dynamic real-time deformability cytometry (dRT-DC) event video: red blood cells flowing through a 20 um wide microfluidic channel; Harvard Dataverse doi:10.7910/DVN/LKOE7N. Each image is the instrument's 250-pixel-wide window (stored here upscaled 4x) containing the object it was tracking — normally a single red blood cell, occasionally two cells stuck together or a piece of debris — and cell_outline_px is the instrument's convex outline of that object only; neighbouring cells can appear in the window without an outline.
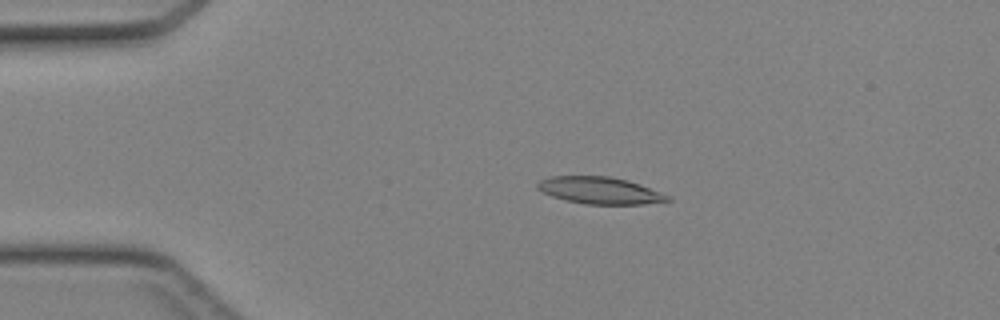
{"species": "Egyptian fruit bat (a non-hibernating species)", "species_latin": "Rousettus aegyptiacus", "temperature_condition": "cold", "stored_images_in_passage": 38, "camera_frame_rate_fps": 3000, "um_per_image_px": 0.085, "animal": {"sex": "female"}, "frame": {"image": 1, "passage_image": 3, "time_ms": 0.667, "image_size_px": [1000, 320], "cell_outline_px": [[672, 200], [644, 204], [584, 204], [552, 196], [536, 188], [536, 184], [540, 180], [548, 176], [608, 176], [640, 184], [672, 196]], "centroid_in_image_um": [51.0, 16.19], "position_along_channel_um": 34.0, "area_um2": 20.35}}
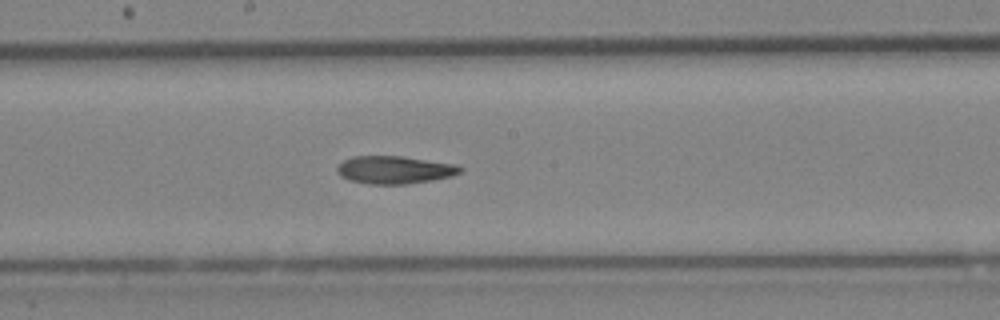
{"frame": {"image": 2, "passage_image": 18, "time_ms": 5.667, "image_size_px": [1000, 320], "cell_outline_px": [[464, 172], [452, 176], [432, 180], [404, 184], [368, 184], [348, 180], [340, 176], [336, 172], [336, 168], [344, 160], [352, 156], [400, 156], [456, 164], [464, 168]], "centroid_in_image_um": [33.54, 14.44], "position_along_channel_um": 214.7, "area_um2": 20.06}}
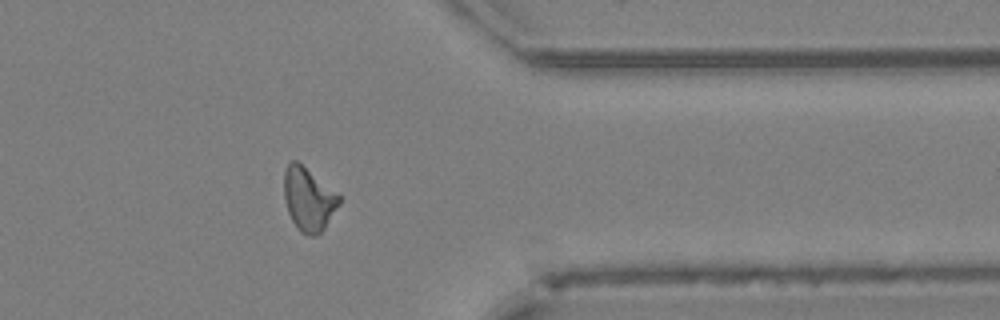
{"frame": {"image": 3, "passage_image": 30, "time_ms": 9.667, "image_size_px": [1000, 320], "cell_outline_px": [[340, 204], [324, 228], [316, 236], [308, 236], [300, 232], [296, 228], [288, 212], [284, 200], [284, 172], [288, 164], [292, 160], [296, 160], [340, 196]], "centroid_in_image_um": [26.2, 16.96], "position_along_channel_um": 385.2, "area_um2": 20.11}}